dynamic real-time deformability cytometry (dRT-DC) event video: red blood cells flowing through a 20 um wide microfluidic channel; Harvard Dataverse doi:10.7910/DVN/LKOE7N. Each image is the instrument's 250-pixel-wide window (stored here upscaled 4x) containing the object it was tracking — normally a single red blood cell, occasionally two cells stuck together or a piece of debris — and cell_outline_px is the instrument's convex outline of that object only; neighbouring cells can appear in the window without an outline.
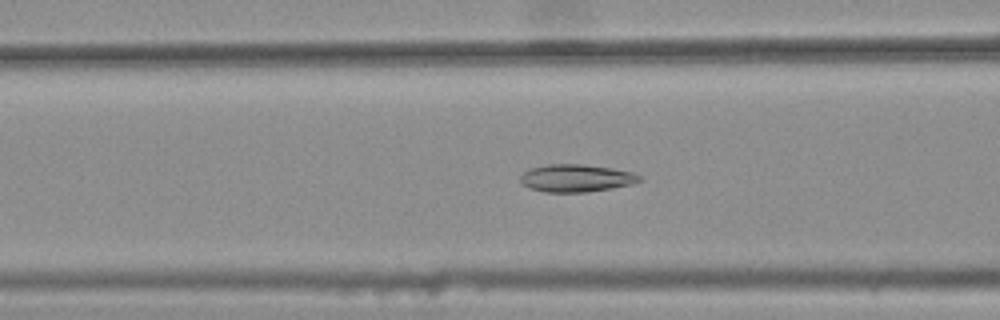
{"species": "common noctule bat (a hibernating species)", "species_latin": "Nyctalus noctula", "temperature_condition": "warm", "stored_images_in_passage": 32, "camera_frame_rate_fps": 3000, "um_per_image_px": 0.085, "animal": {"sex": "female", "body_mass_g": 25.1}, "frame": {"image": 1, "passage_image": 8, "time_ms": 2.333, "image_size_px": [1000, 320], "cell_outline_px": [[644, 180], [632, 184], [612, 188], [588, 192], [544, 192], [528, 188], [520, 184], [520, 176], [528, 168], [548, 164], [584, 164], [612, 168], [632, 172], [640, 176]], "centroid_in_image_um": [48.95, 15.14], "position_along_channel_um": 117.7, "area_um2": 19.42}}
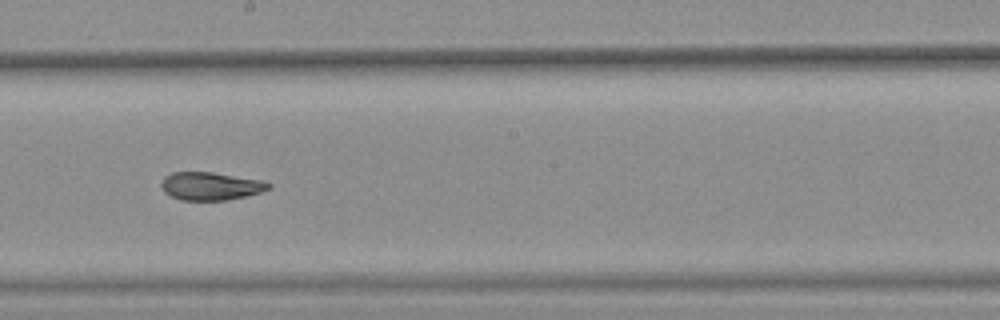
{"frame": {"image": 2, "passage_image": 17, "time_ms": 5.333, "image_size_px": [1000, 320], "cell_outline_px": [[272, 188], [260, 192], [244, 196], [224, 200], [180, 200], [164, 192], [160, 184], [164, 176], [172, 172], [212, 172], [260, 180], [272, 184]], "centroid_in_image_um": [17.87, 15.81], "position_along_channel_um": 230.3, "area_um2": 17.4}}
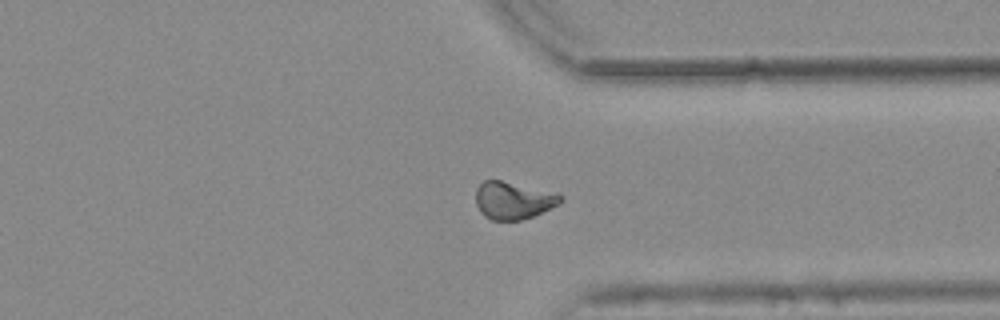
{"frame": {"image": 3, "passage_image": 28, "time_ms": 9.0, "image_size_px": [1000, 320], "cell_outline_px": [[564, 200], [532, 216], [520, 220], [492, 220], [484, 216], [480, 212], [476, 204], [476, 188], [484, 180], [500, 180], [556, 192], [564, 196]], "centroid_in_image_um": [43.6, 17.02], "position_along_channel_um": 367.8, "area_um2": 18.38}, "authors_computed_cell_mechanics": {"area_um2": 18.1781, "velocity_mm_per_s": 3.7612, "shape_relaxation_time_tau1_ms": null, "shape_relaxation_time_tau2_ms": 3.0529, "deformation_change_tau1": null, "deformation_change_tau2": 0.0635}}